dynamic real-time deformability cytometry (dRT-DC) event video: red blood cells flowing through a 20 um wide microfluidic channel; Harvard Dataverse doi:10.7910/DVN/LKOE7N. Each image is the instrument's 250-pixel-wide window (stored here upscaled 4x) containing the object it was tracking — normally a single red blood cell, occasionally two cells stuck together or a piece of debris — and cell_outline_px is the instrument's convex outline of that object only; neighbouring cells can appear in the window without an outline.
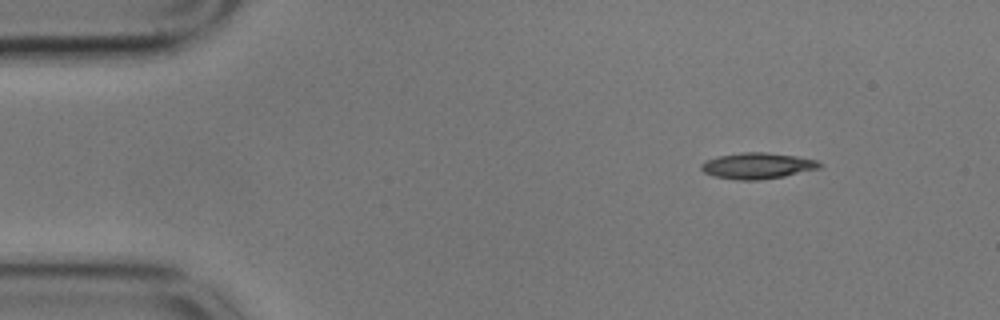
{"species": "common noctule bat (a hibernating species)", "species_latin": "Nyctalus noctula", "temperature_condition": "cold", "stored_images_in_passage": 50, "camera_frame_rate_fps": 3000, "um_per_image_px": 0.085, "animal": {"sex": "male", "body_mass_g": 17.9}, "frame": {"image": 1, "passage_image": 1, "time_ms": 0.0, "image_size_px": [1000, 320], "cell_outline_px": [[824, 164], [820, 168], [784, 176], [760, 180], [736, 180], [712, 176], [704, 172], [700, 168], [700, 164], [704, 160], [716, 156], [744, 152], [764, 152], [796, 156], [816, 160]], "centroid_in_image_um": [64.34, 14.09], "position_along_channel_um": 20.7, "area_um2": 18.15}}
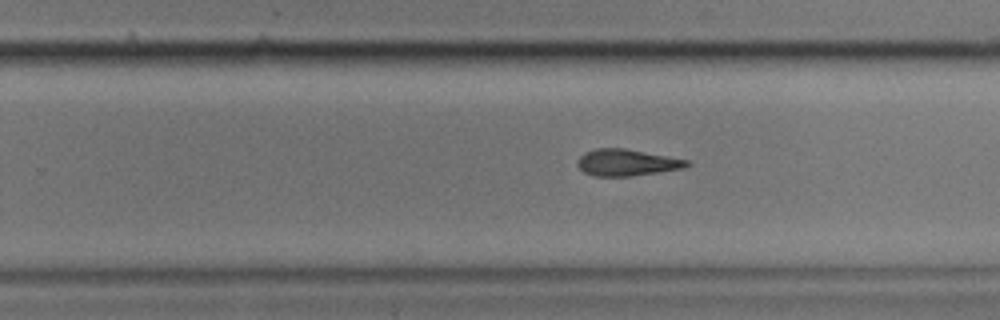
{"frame": {"image": 2, "passage_image": 29, "time_ms": 9.333, "image_size_px": [1000, 320], "cell_outline_px": [[692, 164], [684, 168], [632, 176], [592, 176], [584, 172], [576, 164], [576, 160], [584, 152], [596, 148], [624, 148], [692, 160]], "centroid_in_image_um": [53.29, 13.81], "position_along_channel_um": 276.5, "area_um2": 17.22}}
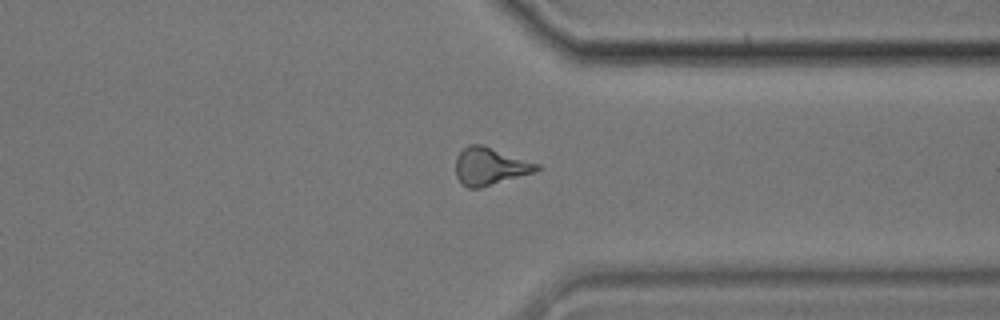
{"frame": {"image": 3, "passage_image": 37, "time_ms": 12.0, "image_size_px": [1000, 320], "cell_outline_px": [[540, 168], [536, 172], [480, 188], [468, 188], [456, 176], [456, 156], [468, 144], [480, 144], [540, 164]], "centroid_in_image_um": [41.66, 14.14], "position_along_channel_um": 369.7, "area_um2": 17.57}}